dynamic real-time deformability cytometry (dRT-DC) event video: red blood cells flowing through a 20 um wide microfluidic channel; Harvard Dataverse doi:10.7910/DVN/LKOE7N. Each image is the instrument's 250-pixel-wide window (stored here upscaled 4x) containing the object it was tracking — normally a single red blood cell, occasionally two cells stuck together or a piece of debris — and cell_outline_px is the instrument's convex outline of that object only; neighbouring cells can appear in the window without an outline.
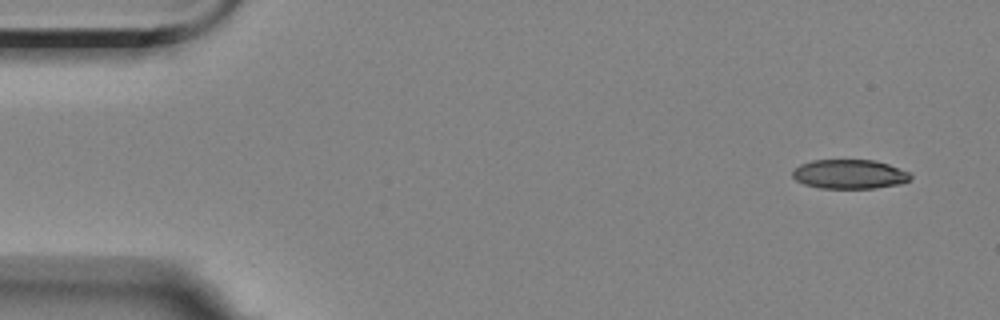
{"species": "Egyptian fruit bat (a non-hibernating species)", "species_latin": "Rousettus aegyptiacus", "temperature_condition": "room temperature", "stored_images_in_passage": 3, "camera_frame_rate_fps": 3000, "um_per_image_px": 0.085, "animal": {"sex": "female"}, "frame": {"image": 1, "passage_image": 1, "time_ms": 0.0, "image_size_px": [1000, 320], "cell_outline_px": [[912, 176], [908, 180], [900, 184], [872, 188], [820, 188], [804, 184], [796, 180], [792, 176], [792, 168], [800, 164], [812, 160], [876, 160], [888, 164], [908, 172]], "centroid_in_image_um": [72.16, 14.8], "position_along_channel_um": 12.8, "area_um2": 20.11}}